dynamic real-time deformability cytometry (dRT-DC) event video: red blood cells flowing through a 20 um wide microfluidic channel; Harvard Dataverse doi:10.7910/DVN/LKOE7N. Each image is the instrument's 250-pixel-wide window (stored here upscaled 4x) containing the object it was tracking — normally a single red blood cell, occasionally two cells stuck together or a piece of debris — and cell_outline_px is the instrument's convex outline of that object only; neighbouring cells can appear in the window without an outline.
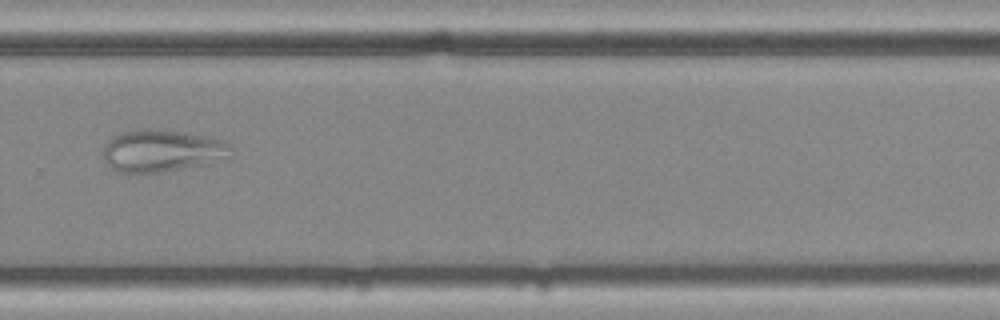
{"species": "common noctule bat (a hibernating species)", "species_latin": "Nyctalus noctula", "temperature_condition": "cold", "stored_images_in_passage": 8, "camera_frame_rate_fps": 3000, "um_per_image_px": 0.085, "animal": {"sex": "female", "body_mass_g": 25.1}, "frame": {"image": 1, "passage_image": 8, "time_ms": 2.333, "image_size_px": [1000, 320], "cell_outline_px": [[232, 156], [204, 164], [184, 168], [160, 172], [128, 176], [116, 172], [104, 160], [104, 148], [108, 140], [112, 136], [120, 132], [136, 128], [156, 128], [204, 136], [220, 140], [232, 144]], "centroid_in_image_um": [13.7, 12.83], "position_along_channel_um": 316.1, "area_um2": 32.08}}